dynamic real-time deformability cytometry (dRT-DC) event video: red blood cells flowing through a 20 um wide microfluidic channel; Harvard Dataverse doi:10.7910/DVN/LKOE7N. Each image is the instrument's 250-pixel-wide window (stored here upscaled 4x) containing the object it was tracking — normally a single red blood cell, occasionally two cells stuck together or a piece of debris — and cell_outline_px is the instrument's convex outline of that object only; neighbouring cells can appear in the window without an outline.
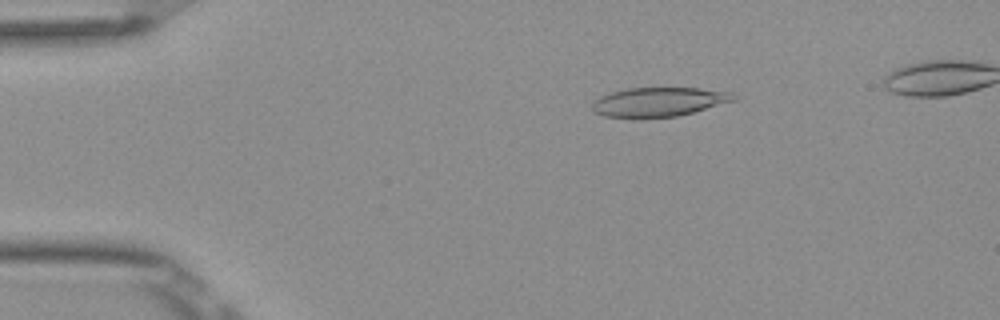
{"species": "Egyptian fruit bat (a non-hibernating species)", "species_latin": "Rousettus aegyptiacus", "temperature_condition": "room temperature", "stored_images_in_passage": 45, "camera_frame_rate_fps": 3000, "um_per_image_px": 0.085, "frame": {"image": 1, "passage_image": 5, "time_ms": 1.333, "image_size_px": [1000, 320], "cell_outline_px": [[736, 100], [692, 112], [676, 116], [604, 116], [592, 112], [592, 104], [600, 96], [612, 92], [628, 88], [696, 88], [732, 92], [736, 96]], "centroid_in_image_um": [56.01, 8.64], "position_along_channel_um": 29.0, "area_um2": 23.41}}
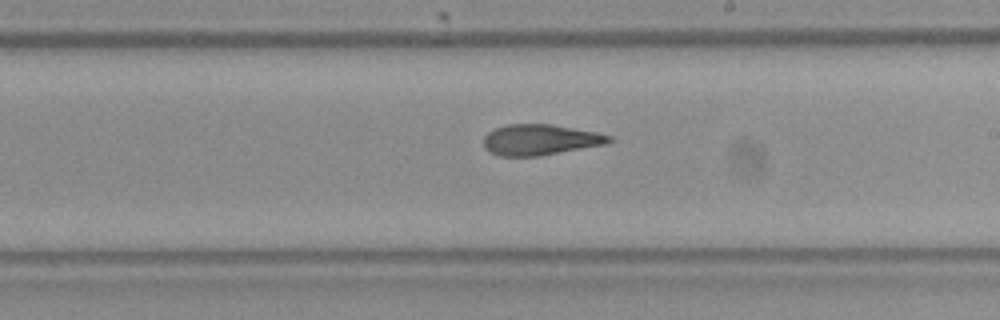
{"frame": {"image": 2, "passage_image": 26, "time_ms": 8.333, "image_size_px": [1000, 320], "cell_outline_px": [[612, 140], [604, 144], [540, 156], [500, 156], [488, 152], [484, 148], [484, 136], [488, 132], [496, 128], [508, 124], [552, 124], [596, 132], [612, 136]], "centroid_in_image_um": [45.87, 11.88], "position_along_channel_um": 243.1, "area_um2": 22.43}}
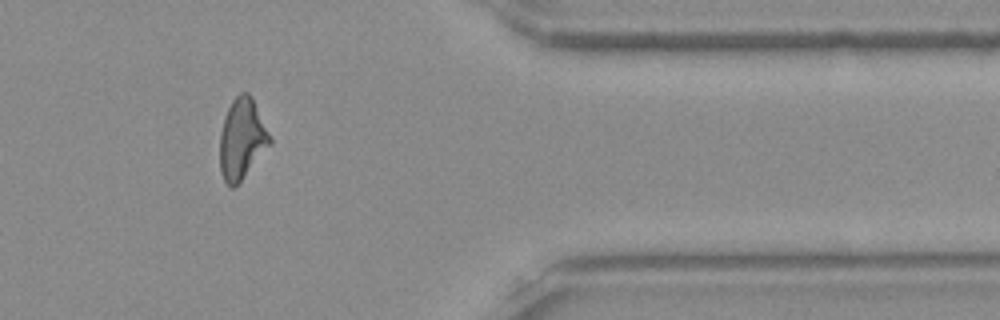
{"frame": {"image": 3, "passage_image": 39, "time_ms": 12.667, "image_size_px": [1000, 320], "cell_outline_px": [[272, 144], [236, 188], [232, 188], [224, 180], [220, 172], [220, 132], [224, 116], [232, 100], [240, 92], [248, 92], [252, 96], [272, 140]], "centroid_in_image_um": [20.57, 11.84], "position_along_channel_um": 390.8, "area_um2": 23.87}}